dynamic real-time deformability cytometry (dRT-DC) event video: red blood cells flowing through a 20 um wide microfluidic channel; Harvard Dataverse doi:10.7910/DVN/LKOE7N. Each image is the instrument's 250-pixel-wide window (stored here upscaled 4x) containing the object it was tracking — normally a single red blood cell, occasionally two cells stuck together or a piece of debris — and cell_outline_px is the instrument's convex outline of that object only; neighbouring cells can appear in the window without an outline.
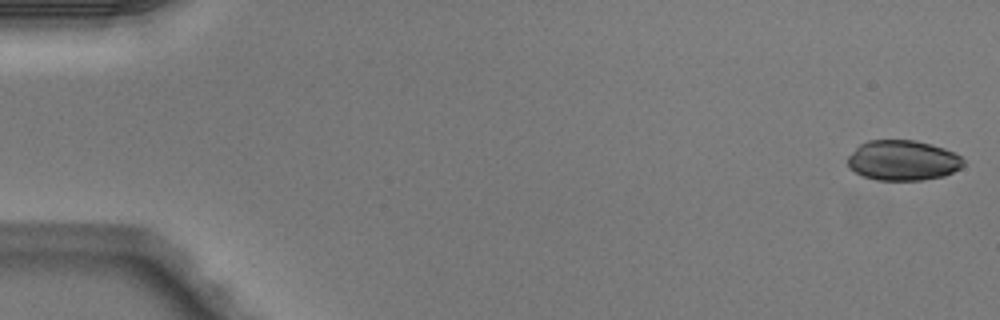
{"species": "Egyptian fruit bat (a non-hibernating species)", "species_latin": "Rousettus aegyptiacus", "temperature_condition": "warm", "stored_images_in_passage": 49, "camera_frame_rate_fps": 3000, "um_per_image_px": 0.085, "animal": {"sex": "male"}, "frame": {"image": 1, "passage_image": 1, "time_ms": 0.0, "image_size_px": [1000, 320], "cell_outline_px": [[964, 164], [960, 168], [944, 176], [924, 180], [876, 180], [864, 176], [848, 168], [848, 156], [860, 144], [868, 140], [916, 140], [932, 144], [944, 148], [960, 156], [964, 160]], "centroid_in_image_um": [76.74, 13.63], "position_along_channel_um": 8.3, "area_um2": 27.17}}
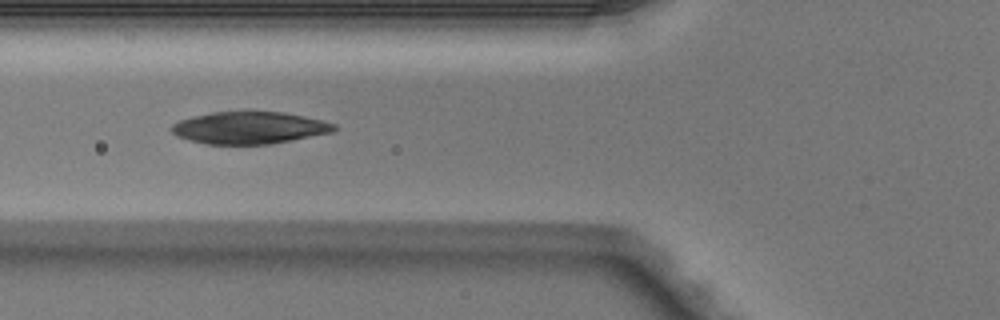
{"frame": {"image": 2, "passage_image": 19, "time_ms": 6.0, "image_size_px": [1000, 320], "cell_outline_px": [[340, 128], [332, 132], [272, 144], [204, 144], [188, 140], [176, 136], [172, 132], [172, 124], [180, 120], [192, 116], [212, 112], [284, 112], [304, 116], [336, 124]], "centroid_in_image_um": [21.2, 10.87], "position_along_channel_um": 104.6, "area_um2": 30.46}}
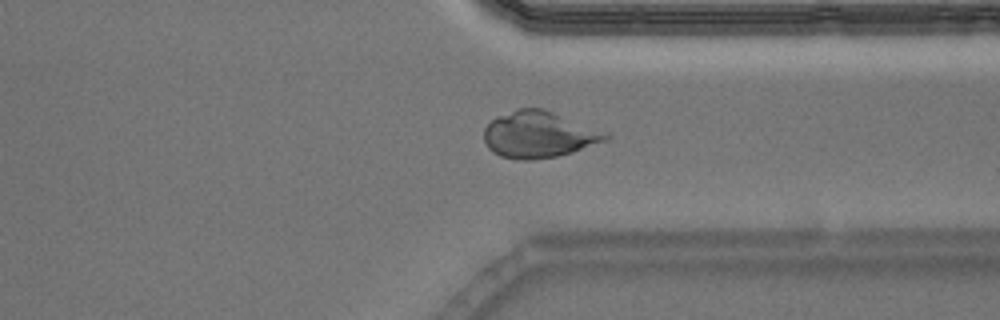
{"frame": {"image": 3, "passage_image": 38, "time_ms": 12.333, "image_size_px": [1000, 320], "cell_outline_px": [[612, 136], [604, 140], [572, 152], [556, 156], [532, 160], [520, 160], [500, 156], [492, 152], [488, 148], [484, 140], [484, 128], [492, 120], [500, 116], [520, 108], [544, 108]], "centroid_in_image_um": [45.73, 11.45], "position_along_channel_um": 365.7, "area_um2": 32.19}}